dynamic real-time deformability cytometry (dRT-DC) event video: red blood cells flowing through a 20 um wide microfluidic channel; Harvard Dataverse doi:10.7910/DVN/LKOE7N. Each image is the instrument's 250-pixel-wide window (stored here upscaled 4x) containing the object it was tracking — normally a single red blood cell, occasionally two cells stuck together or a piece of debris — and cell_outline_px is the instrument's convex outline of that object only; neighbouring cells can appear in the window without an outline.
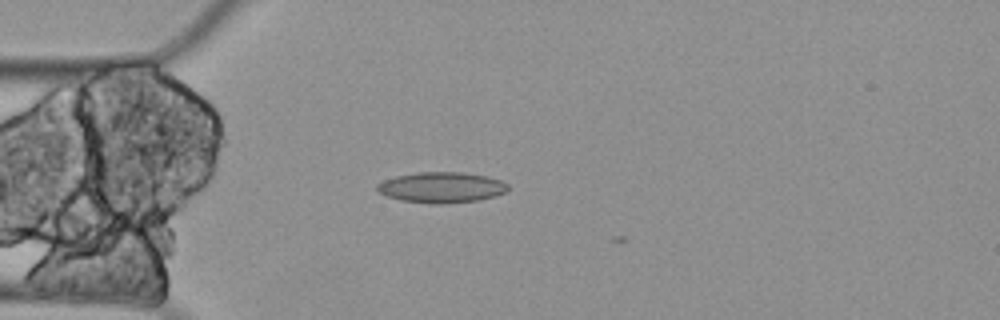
{"species": "Egyptian fruit bat (a non-hibernating species)", "species_latin": "Rousettus aegyptiacus", "temperature_condition": "cold", "stored_images_in_passage": 7, "camera_frame_rate_fps": 3000, "um_per_image_px": 0.085, "animal": {"sex": "female"}, "frame": {"image": 1, "passage_image": 5, "time_ms": 1.333, "image_size_px": [1000, 320], "cell_outline_px": [[508, 188], [504, 192], [496, 196], [480, 200], [444, 204], [432, 204], [400, 200], [388, 196], [380, 192], [376, 188], [376, 184], [384, 180], [396, 176], [420, 172], [460, 172], [484, 176], [500, 180], [508, 184]], "centroid_in_image_um": [37.52, 15.94], "position_along_channel_um": 47.5, "area_um2": 23.29}}